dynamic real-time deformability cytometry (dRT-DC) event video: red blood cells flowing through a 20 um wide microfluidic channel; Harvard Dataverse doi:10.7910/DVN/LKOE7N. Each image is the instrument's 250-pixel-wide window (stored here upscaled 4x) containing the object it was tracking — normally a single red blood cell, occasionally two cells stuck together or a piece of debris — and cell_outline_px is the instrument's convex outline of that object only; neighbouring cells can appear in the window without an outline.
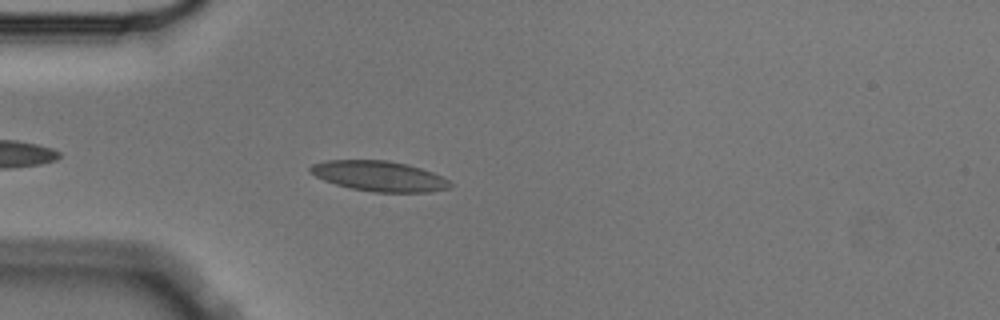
{"species": "Egyptian fruit bat (a non-hibernating species)", "species_latin": "Rousettus aegyptiacus", "temperature_condition": "cold", "stored_images_in_passage": 5, "camera_frame_rate_fps": 3000, "um_per_image_px": 0.085, "animal": {"sex": "male"}, "frame": {"image": 1, "passage_image": 5, "time_ms": 1.333, "image_size_px": [1000, 320], "cell_outline_px": [[452, 188], [432, 192], [372, 192], [352, 188], [336, 184], [324, 180], [308, 172], [308, 168], [312, 164], [324, 160], [388, 160], [420, 168], [432, 172], [448, 180], [452, 184]], "centroid_in_image_um": [32.22, 14.97], "position_along_channel_um": 52.8, "area_um2": 24.68}}